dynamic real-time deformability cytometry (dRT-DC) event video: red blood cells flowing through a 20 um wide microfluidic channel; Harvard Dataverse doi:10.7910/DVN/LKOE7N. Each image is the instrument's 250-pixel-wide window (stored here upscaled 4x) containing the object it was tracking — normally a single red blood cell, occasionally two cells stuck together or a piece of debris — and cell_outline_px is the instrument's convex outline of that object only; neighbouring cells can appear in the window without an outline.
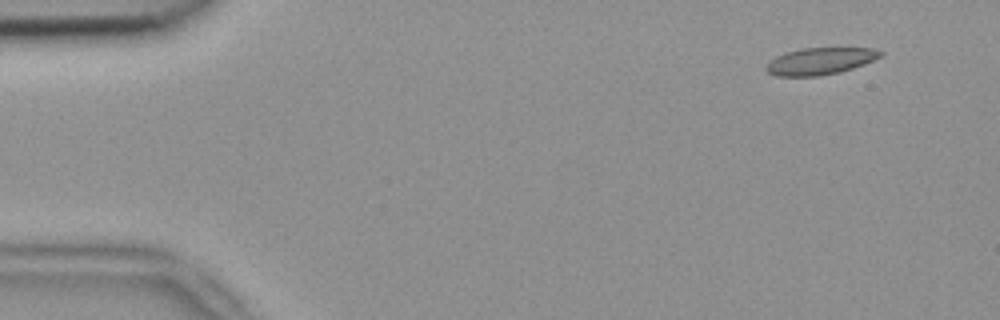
{"species": "common noctule bat (a hibernating species)", "species_latin": "Nyctalus noctula", "temperature_condition": "room temperature", "stored_images_in_passage": 4, "camera_frame_rate_fps": 3000, "um_per_image_px": 0.085, "animal": {"sex": "female", "body_mass_g": 18.4}, "frame": {"image": 1, "passage_image": 1, "time_ms": 0.0, "image_size_px": [1000, 320], "cell_outline_px": [[884, 56], [864, 64], [840, 72], [820, 76], [776, 76], [768, 72], [764, 68], [768, 60], [784, 52], [800, 48], [872, 48], [884, 52]], "centroid_in_image_um": [69.69, 5.19], "position_along_channel_um": 15.3, "area_um2": 18.21}}
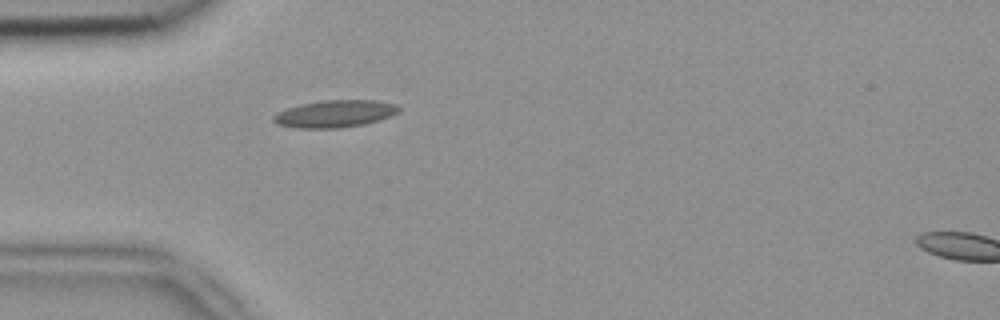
{"frame": {"image": 2, "passage_image": 3, "time_ms": 0.667, "image_size_px": [1000, 320], "cell_outline_px": [[400, 112], [392, 116], [380, 120], [364, 124], [340, 128], [296, 128], [276, 124], [272, 120], [272, 116], [288, 108], [300, 104], [324, 100], [376, 100], [396, 104], [400, 108]], "centroid_in_image_um": [28.5, 9.67], "position_along_channel_um": 56.5, "area_um2": 20.0}}